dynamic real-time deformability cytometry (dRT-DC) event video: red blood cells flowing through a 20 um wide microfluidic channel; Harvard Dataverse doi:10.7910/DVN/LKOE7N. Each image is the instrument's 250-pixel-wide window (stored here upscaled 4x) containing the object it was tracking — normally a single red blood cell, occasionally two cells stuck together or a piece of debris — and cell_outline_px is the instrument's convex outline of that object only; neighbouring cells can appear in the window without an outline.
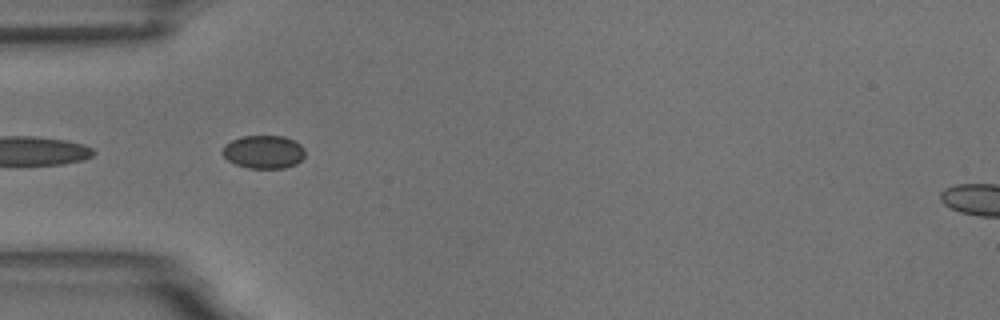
{"species": "common noctule bat (a hibernating species)", "species_latin": "Nyctalus noctula", "temperature_condition": "room temperature", "stored_images_in_passage": 11, "camera_frame_rate_fps": 3000, "um_per_image_px": 0.085, "animal": {"sex": "male", "body_mass_g": 18.8}, "frame": {"image": 1, "passage_image": 2, "time_ms": 0.333, "image_size_px": [1000, 320], "cell_outline_px": [[304, 156], [296, 164], [284, 168], [248, 168], [236, 164], [228, 160], [224, 156], [224, 144], [232, 140], [244, 136], [284, 136], [300, 144], [304, 148]], "centroid_in_image_um": [22.42, 12.91], "position_along_channel_um": 62.6, "area_um2": 15.78}}